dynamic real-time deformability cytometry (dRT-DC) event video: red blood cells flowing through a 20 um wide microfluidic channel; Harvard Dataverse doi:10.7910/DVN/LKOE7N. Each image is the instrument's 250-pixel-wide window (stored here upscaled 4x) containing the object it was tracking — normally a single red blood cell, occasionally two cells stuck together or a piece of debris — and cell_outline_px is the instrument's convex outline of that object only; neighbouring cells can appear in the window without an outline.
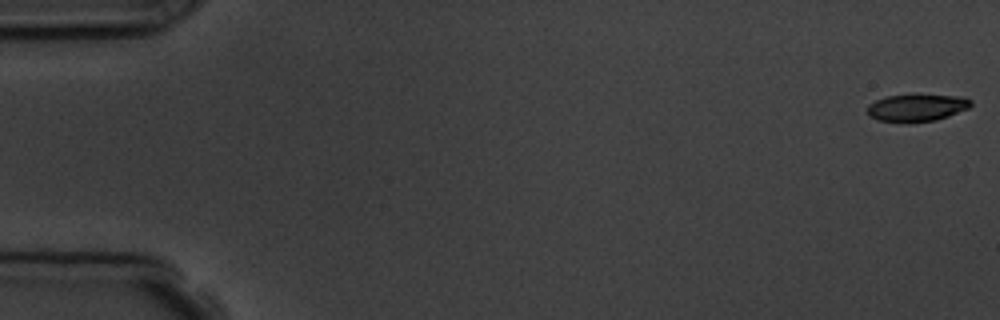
{"species": "common noctule bat (a hibernating species)", "species_latin": "Nyctalus noctula", "temperature_condition": "room temperature", "stored_images_in_passage": 7, "camera_frame_rate_fps": 3000, "um_per_image_px": 0.085, "animal": {"sex": "male", "body_mass_g": 19.5, "forearm_length_mm": 54.6}, "frame": {"image": 1, "passage_image": 1, "time_ms": 0.0, "image_size_px": [1000, 320], "cell_outline_px": [[972, 104], [968, 108], [948, 116], [936, 120], [908, 124], [876, 120], [868, 112], [868, 104], [876, 100], [888, 96], [916, 92], [964, 96], [972, 100]], "centroid_in_image_um": [77.96, 9.12], "position_along_channel_um": 7.0, "area_um2": 17.4}}
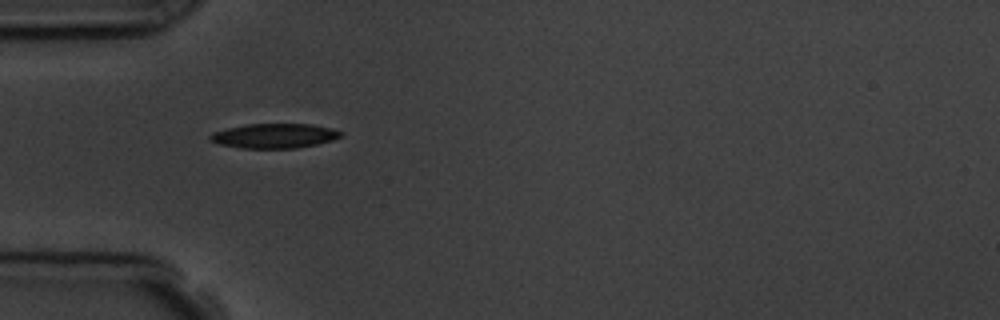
{"frame": {"image": 2, "passage_image": 5, "time_ms": 5.333, "image_size_px": [1000, 320], "cell_outline_px": [[344, 132], [340, 136], [332, 140], [316, 144], [296, 148], [240, 148], [220, 144], [208, 140], [208, 136], [212, 132], [228, 128], [248, 124], [312, 124], [332, 128]], "centroid_in_image_um": [23.3, 11.54], "position_along_channel_um": 61.7, "area_um2": 18.73}}